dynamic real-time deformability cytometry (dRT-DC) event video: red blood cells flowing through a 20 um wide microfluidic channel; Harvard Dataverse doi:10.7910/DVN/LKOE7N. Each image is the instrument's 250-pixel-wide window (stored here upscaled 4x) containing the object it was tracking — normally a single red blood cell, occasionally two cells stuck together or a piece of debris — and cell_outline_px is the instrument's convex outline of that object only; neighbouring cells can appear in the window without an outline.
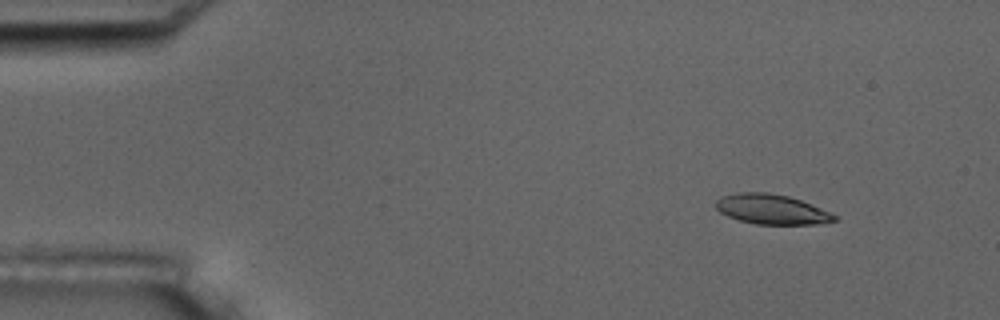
{"species": "common noctule bat (a hibernating species)", "species_latin": "Nyctalus noctula", "temperature_condition": "room temperature", "stored_images_in_passage": 4, "camera_frame_rate_fps": 3000, "um_per_image_px": 0.085, "animal": {"sex": "male", "body_mass_g": 17.5, "forearm_length_mm": 52.3}, "frame": {"image": 1, "passage_image": 2, "time_ms": 1.0, "image_size_px": [1000, 320], "cell_outline_px": [[840, 216], [836, 220], [824, 224], [756, 224], [740, 220], [728, 216], [720, 212], [716, 208], [716, 200], [720, 196], [736, 192], [768, 192], [788, 196], [800, 200]], "centroid_in_image_um": [65.6, 17.79], "position_along_channel_um": 19.4, "area_um2": 20.75}}
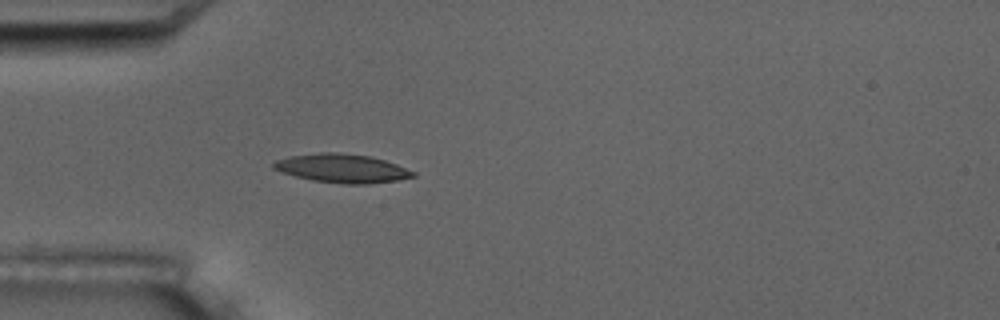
{"frame": {"image": 2, "passage_image": 4, "time_ms": 4.333, "image_size_px": [1000, 320], "cell_outline_px": [[416, 176], [396, 180], [368, 184], [344, 184], [312, 180], [296, 176], [272, 168], [272, 164], [276, 160], [288, 156], [320, 152], [340, 152], [368, 156], [384, 160], [396, 164], [416, 172]], "centroid_in_image_um": [29.07, 14.3], "position_along_channel_um": 55.9, "area_um2": 23.24}}